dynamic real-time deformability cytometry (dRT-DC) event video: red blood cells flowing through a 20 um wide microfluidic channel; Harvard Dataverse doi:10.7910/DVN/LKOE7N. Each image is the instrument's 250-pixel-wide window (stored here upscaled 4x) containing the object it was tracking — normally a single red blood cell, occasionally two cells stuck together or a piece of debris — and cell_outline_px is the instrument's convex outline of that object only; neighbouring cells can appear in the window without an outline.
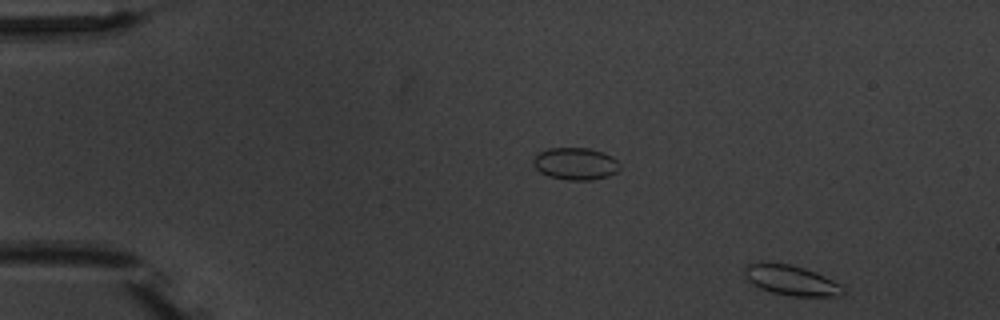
{"species": "common noctule bat (a hibernating species)", "species_latin": "Nyctalus noctula", "temperature_condition": "warm", "stored_images_in_passage": 4, "segment_of_instrument_passage": [2, 2], "camera_frame_rate_fps": 3000, "um_per_image_px": 0.085, "animal": {"sex": "male", "body_mass_g": 20.1, "forearm_length_mm": 53.5}, "frame": {"image": 1, "passage_image": 4, "time_ms": 3.333, "image_size_px": [1000, 320], "cell_outline_px": [[848, 292], [844, 296], [792, 296], [772, 292], [760, 288], [752, 284], [744, 276], [744, 268], [748, 264], [760, 260], [764, 260], [788, 264], [804, 268], [824, 276], [840, 284]], "centroid_in_image_um": [67.23, 23.81], "position_along_channel_um": 17.8, "area_um2": 17.63}}